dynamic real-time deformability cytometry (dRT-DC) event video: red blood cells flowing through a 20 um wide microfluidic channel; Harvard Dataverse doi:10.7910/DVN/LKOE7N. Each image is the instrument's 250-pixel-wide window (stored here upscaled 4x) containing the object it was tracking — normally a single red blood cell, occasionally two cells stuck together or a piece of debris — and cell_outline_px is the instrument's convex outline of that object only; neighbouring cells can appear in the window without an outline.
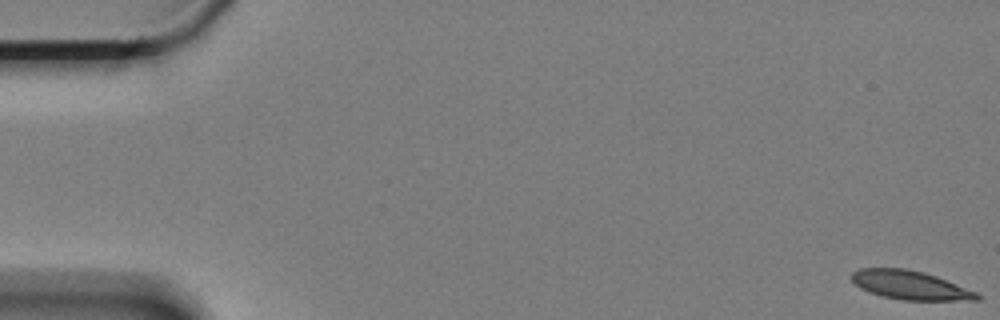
{"species": "Egyptian fruit bat (a non-hibernating species)", "species_latin": "Rousettus aegyptiacus", "temperature_condition": "cold", "stored_images_in_passage": 62, "camera_frame_rate_fps": 3000, "um_per_image_px": 0.085, "animal": {"sex": "female"}, "frame": {"image": 1, "passage_image": 1, "time_ms": 0.0, "image_size_px": [1000, 320], "cell_outline_px": [[980, 300], [900, 300], [880, 296], [868, 292], [860, 288], [852, 280], [852, 272], [860, 268], [904, 268], [924, 272], [936, 276], [976, 292], [980, 296]], "centroid_in_image_um": [77.33, 24.24], "position_along_channel_um": 7.7, "area_um2": 20.98}}
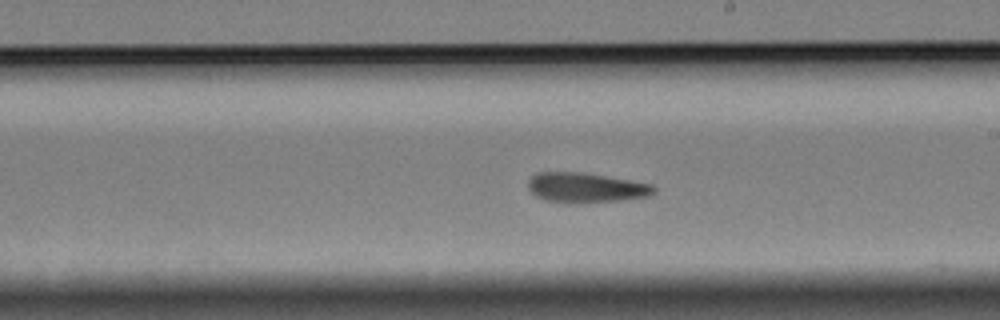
{"frame": {"image": 2, "passage_image": 35, "time_ms": 11.333, "image_size_px": [1000, 320], "cell_outline_px": [[656, 192], [648, 196], [620, 200], [568, 204], [564, 204], [544, 200], [536, 196], [528, 188], [528, 180], [536, 172], [584, 172], [632, 180], [652, 184], [656, 188]], "centroid_in_image_um": [49.78, 15.95], "position_along_channel_um": 239.2, "area_um2": 22.25}}
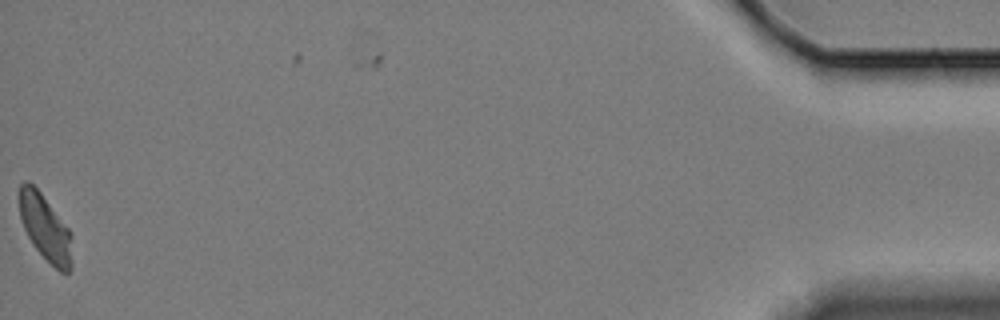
{"frame": {"image": 3, "passage_image": 61, "time_ms": 20.0, "image_size_px": [1000, 320], "cell_outline_px": [[72, 268], [68, 272], [60, 272], [32, 244], [20, 220], [20, 184], [24, 180], [28, 180], [40, 192], [68, 228], [72, 236]], "centroid_in_image_um": [3.86, 19.37], "position_along_channel_um": 431.3, "area_um2": 20.06}, "authors_computed_cell_mechanics": {"area_um2": 21.5305, "velocity_mm_per_s": 3.3025, "shape_relaxation_time_tau1_ms": null, "shape_relaxation_time_tau2_ms": 4.6979, "deformation_change_tau1": null, "deformation_change_tau2": 0.1087}}